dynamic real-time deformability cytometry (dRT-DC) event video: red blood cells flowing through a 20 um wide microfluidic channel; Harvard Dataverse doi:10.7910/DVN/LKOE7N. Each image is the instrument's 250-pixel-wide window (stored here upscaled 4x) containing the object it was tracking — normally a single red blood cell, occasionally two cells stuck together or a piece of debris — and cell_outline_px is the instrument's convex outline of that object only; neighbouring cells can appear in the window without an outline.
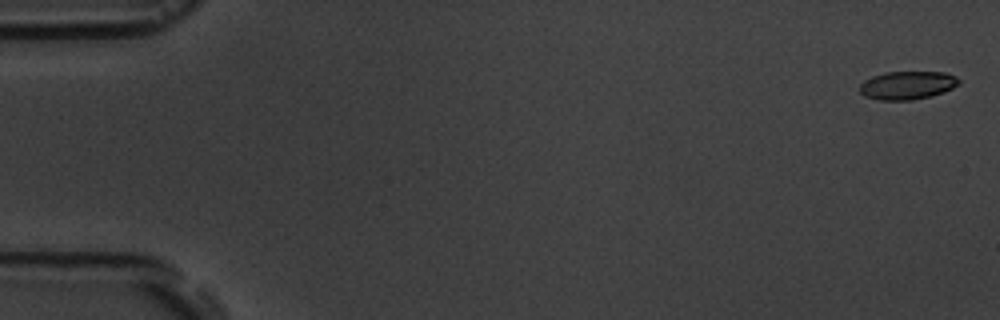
{"species": "common noctule bat (a hibernating species)", "species_latin": "Nyctalus noctula", "temperature_condition": "room temperature", "stored_images_in_passage": 7, "camera_frame_rate_fps": 3000, "um_per_image_px": 0.085, "animal": {"sex": "male", "body_mass_g": 19.5, "forearm_length_mm": 54.6}, "frame": {"image": 1, "passage_image": 1, "time_ms": 0.0, "image_size_px": [1000, 320], "cell_outline_px": [[960, 84], [944, 92], [932, 96], [912, 100], [880, 100], [864, 96], [860, 92], [860, 84], [864, 80], [872, 76], [884, 72], [944, 72], [956, 76], [960, 80]], "centroid_in_image_um": [77.13, 7.25], "position_along_channel_um": 7.9, "area_um2": 16.47}}
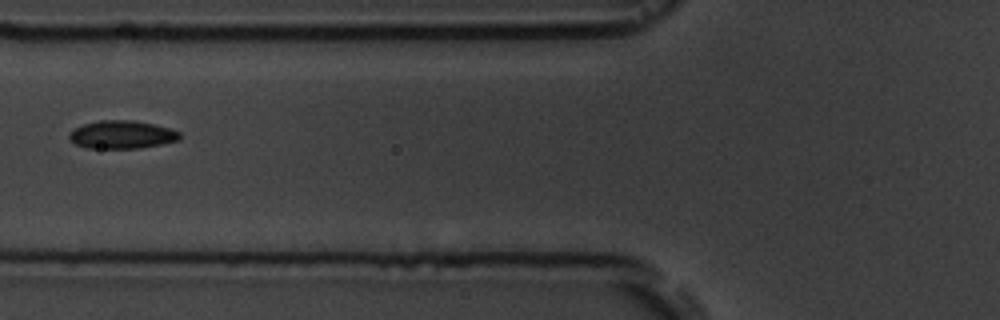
{"frame": {"image": 2, "passage_image": 7, "time_ms": 7.0, "image_size_px": [1000, 320], "cell_outline_px": [[180, 140], [140, 148], [88, 148], [76, 144], [68, 136], [68, 132], [72, 128], [84, 124], [100, 120], [132, 120], [152, 124], [168, 128], [180, 132]], "centroid_in_image_um": [10.33, 11.44], "position_along_channel_um": 115.5, "area_um2": 17.98}}